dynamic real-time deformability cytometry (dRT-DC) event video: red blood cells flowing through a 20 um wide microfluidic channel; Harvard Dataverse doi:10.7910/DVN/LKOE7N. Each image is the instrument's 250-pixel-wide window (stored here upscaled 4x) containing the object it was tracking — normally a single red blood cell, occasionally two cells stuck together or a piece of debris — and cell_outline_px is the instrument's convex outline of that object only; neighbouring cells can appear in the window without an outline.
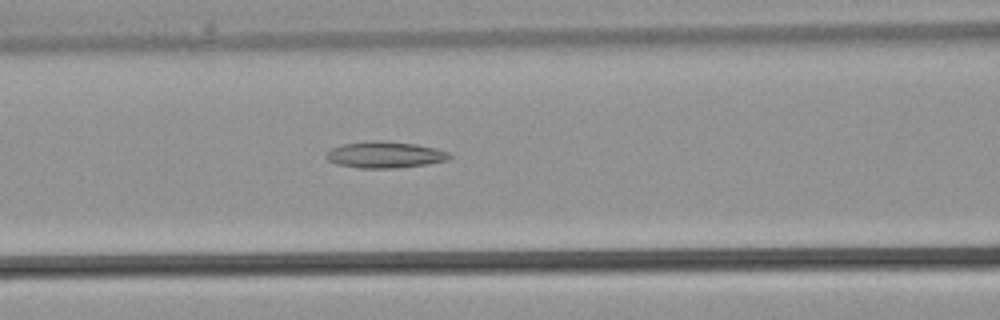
{"species": "common noctule bat (a hibernating species)", "species_latin": "Nyctalus noctula", "temperature_condition": "warm", "stored_images_in_passage": 22, "camera_frame_rate_fps": 3000, "um_per_image_px": 0.085, "animal": {"sex": "male", "body_mass_g": 21.5, "forearm_length_mm": 52.0}, "frame": {"image": 1, "passage_image": 4, "time_ms": 1.0, "image_size_px": [1000, 320], "cell_outline_px": [[452, 156], [444, 160], [428, 164], [396, 168], [360, 168], [336, 164], [328, 160], [324, 156], [332, 148], [340, 144], [372, 140], [380, 140], [416, 144], [436, 148], [448, 152]], "centroid_in_image_um": [32.68, 13.14], "position_along_channel_um": 133.9, "area_um2": 19.02}}
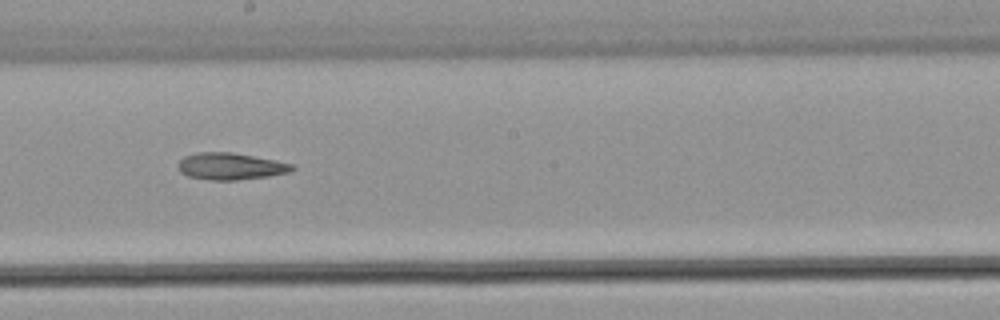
{"frame": {"image": 2, "passage_image": 9, "time_ms": 2.667, "image_size_px": [1000, 320], "cell_outline_px": [[296, 168], [288, 172], [268, 176], [236, 180], [208, 180], [188, 176], [180, 172], [180, 160], [184, 156], [196, 152], [232, 152], [276, 160], [292, 164]], "centroid_in_image_um": [19.6, 14.13], "position_along_channel_um": 228.6, "area_um2": 17.74}}
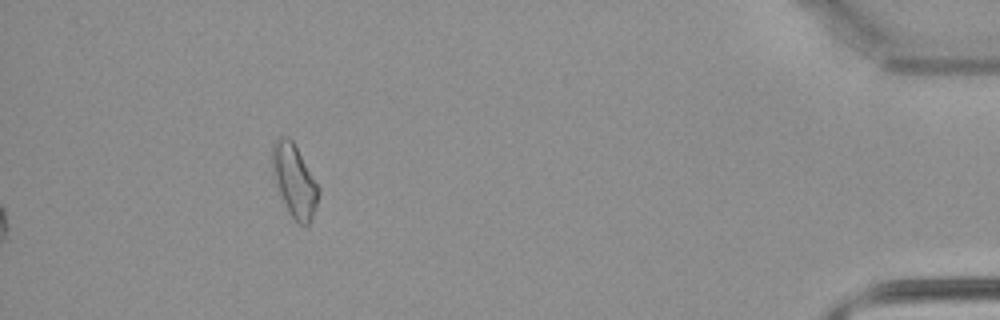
{"frame": {"image": 3, "passage_image": 22, "time_ms": 7.0, "image_size_px": [1000, 320], "cell_outline_px": [[320, 192], [316, 208], [308, 228], [296, 224], [288, 212], [276, 184], [272, 172], [272, 144], [280, 136], [288, 136], [292, 140], [320, 188]], "centroid_in_image_um": [25.03, 15.41], "position_along_channel_um": 410.2, "area_um2": 19.77}}